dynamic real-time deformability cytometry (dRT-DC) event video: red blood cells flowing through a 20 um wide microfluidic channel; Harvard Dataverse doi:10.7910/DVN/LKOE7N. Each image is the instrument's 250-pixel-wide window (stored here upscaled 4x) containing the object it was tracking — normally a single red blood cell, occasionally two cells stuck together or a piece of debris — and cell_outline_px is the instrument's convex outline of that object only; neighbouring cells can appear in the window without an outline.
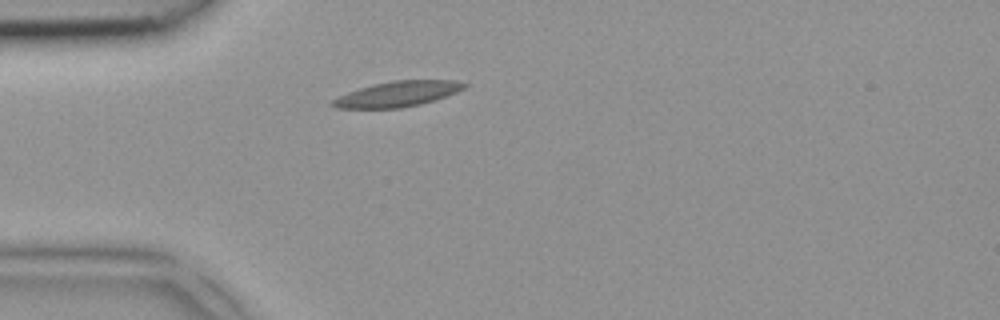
{"species": "common noctule bat (a hibernating species)", "species_latin": "Nyctalus noctula", "temperature_condition": "room temperature", "stored_images_in_passage": 1, "camera_frame_rate_fps": 3000, "um_per_image_px": 0.085, "animal": {"sex": "female", "body_mass_g": 18.4}, "frame": {"image": 1, "passage_image": 1, "time_ms": 0.0, "image_size_px": [1000, 320], "cell_outline_px": [[468, 84], [464, 88], [456, 92], [436, 100], [420, 104], [400, 108], [336, 108], [328, 104], [332, 100], [348, 92], [372, 84], [392, 80], [452, 80]], "centroid_in_image_um": [33.77, 7.99], "position_along_channel_um": 51.2, "area_um2": 19.42}}